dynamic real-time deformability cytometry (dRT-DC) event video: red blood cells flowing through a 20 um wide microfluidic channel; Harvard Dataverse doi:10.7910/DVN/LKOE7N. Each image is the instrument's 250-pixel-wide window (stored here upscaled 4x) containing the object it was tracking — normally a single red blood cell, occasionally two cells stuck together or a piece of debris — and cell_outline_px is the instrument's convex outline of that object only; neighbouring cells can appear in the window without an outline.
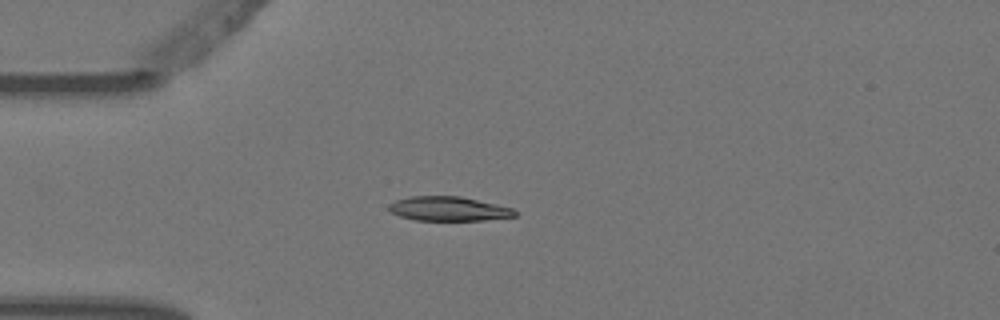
{"species": "Egyptian fruit bat (a non-hibernating species)", "species_latin": "Rousettus aegyptiacus", "temperature_condition": "warm", "stored_images_in_passage": 1, "camera_frame_rate_fps": 3000, "um_per_image_px": 0.085, "animal": {"sex": "female"}, "frame": {"image": 1, "passage_image": 1, "time_ms": 0.0, "image_size_px": [1000, 320], "cell_outline_px": [[516, 216], [484, 220], [416, 220], [400, 216], [392, 212], [388, 208], [388, 204], [396, 200], [412, 196], [460, 196], [496, 204], [512, 208], [516, 212]], "centroid_in_image_um": [38.12, 17.74], "position_along_channel_um": 46.9, "area_um2": 17.69}}